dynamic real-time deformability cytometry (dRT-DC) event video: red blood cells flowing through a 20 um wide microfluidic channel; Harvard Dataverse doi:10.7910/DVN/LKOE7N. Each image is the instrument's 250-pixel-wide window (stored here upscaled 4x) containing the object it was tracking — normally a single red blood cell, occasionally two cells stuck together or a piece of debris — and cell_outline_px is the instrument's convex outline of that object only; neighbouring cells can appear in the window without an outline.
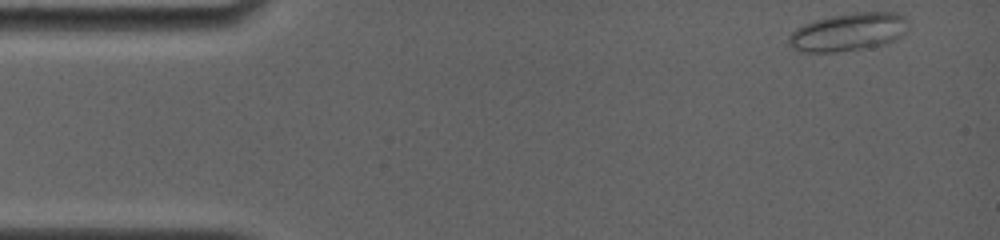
{"species": "common noctule bat (a hibernating species)", "species_latin": "Nyctalus noctula", "temperature_condition": "room temperature", "stored_images_in_passage": 22, "camera_frame_rate_fps": 4000, "um_per_image_px": 0.085, "animal": {"sex": "female", "body_mass_g": 19.0, "forearm_length_mm": 56.7}, "frame": {"image": 1, "passage_image": 1, "time_ms": 0.0, "image_size_px": [1000, 240], "cell_outline_px": [[908, 28], [900, 36], [884, 44], [836, 52], [800, 52], [792, 48], [788, 44], [788, 36], [796, 28], [804, 24], [816, 20], [832, 16], [856, 12], [896, 12], [904, 16], [908, 20]], "centroid_in_image_um": [72.09, 2.72], "position_along_channel_um": 12.9, "area_um2": 26.3}}
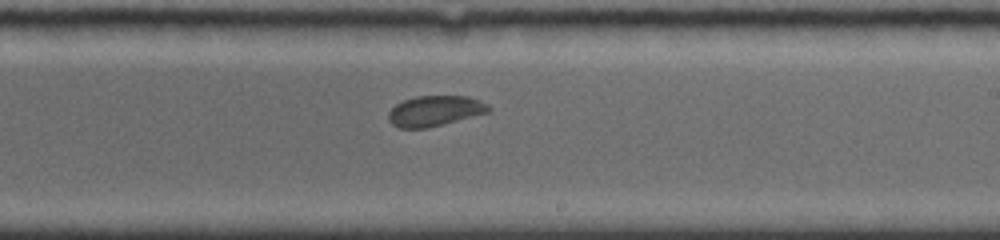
{"frame": {"image": 2, "passage_image": 14, "time_ms": 9.0, "image_size_px": [1000, 240], "cell_outline_px": [[492, 112], [428, 128], [400, 128], [392, 124], [388, 120], [388, 112], [396, 104], [404, 100], [416, 96], [468, 96], [480, 100], [488, 104], [492, 108]], "centroid_in_image_um": [37.01, 9.43], "position_along_channel_um": 252.0, "area_um2": 18.03}}
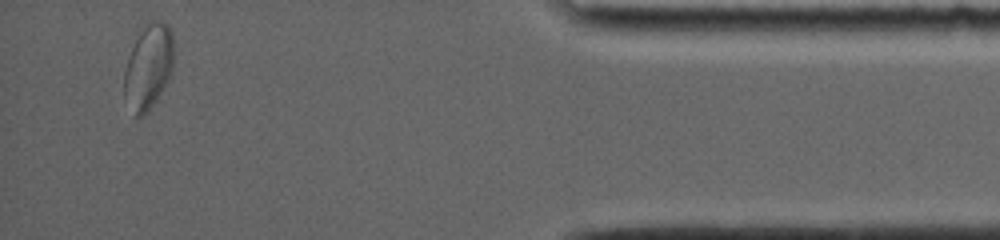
{"frame": {"image": 3, "passage_image": 22, "time_ms": 14.75, "image_size_px": [1000, 240], "cell_outline_px": [[172, 68], [168, 80], [148, 112], [144, 116], [136, 116], [124, 96], [124, 68], [128, 56], [144, 24], [148, 20], [160, 20], [168, 24], [172, 32]], "centroid_in_image_um": [12.6, 5.64], "position_along_channel_um": 422.6, "area_um2": 24.33}, "authors_computed_cell_mechanics": {"area_um2": 19.2185, "velocity_mm_per_s": 3.7484, "shape_relaxation_time_tau1_ms": 10.806, "shape_relaxation_time_tau2_ms": null, "deformation_change_tau1": 0.1203, "deformation_change_tau2": null}}